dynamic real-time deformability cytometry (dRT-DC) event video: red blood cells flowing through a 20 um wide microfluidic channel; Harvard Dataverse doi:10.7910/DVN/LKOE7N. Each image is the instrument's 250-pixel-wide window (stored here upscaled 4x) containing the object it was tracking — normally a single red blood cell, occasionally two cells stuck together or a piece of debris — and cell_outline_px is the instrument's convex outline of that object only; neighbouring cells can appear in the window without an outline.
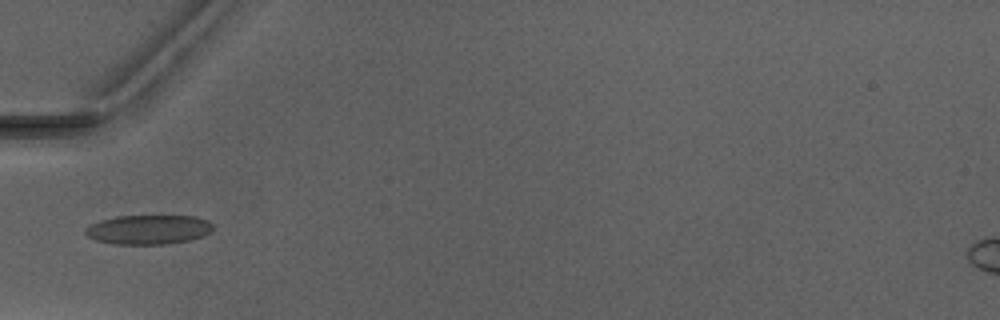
{"species": "Egyptian fruit bat (a non-hibernating species)", "species_latin": "Rousettus aegyptiacus", "temperature_condition": "warm", "stored_images_in_passage": 5, "camera_frame_rate_fps": 3000, "um_per_image_px": 0.085, "animal": {"sex": "male"}, "frame": {"image": 1, "passage_image": 5, "time_ms": 5.667, "image_size_px": [1000, 320], "cell_outline_px": [[212, 232], [204, 236], [192, 240], [168, 244], [112, 244], [96, 240], [88, 236], [84, 232], [92, 224], [100, 220], [116, 216], [196, 216], [208, 220], [212, 224]], "centroid_in_image_um": [12.67, 19.52], "position_along_channel_um": 72.3, "area_um2": 21.96}}